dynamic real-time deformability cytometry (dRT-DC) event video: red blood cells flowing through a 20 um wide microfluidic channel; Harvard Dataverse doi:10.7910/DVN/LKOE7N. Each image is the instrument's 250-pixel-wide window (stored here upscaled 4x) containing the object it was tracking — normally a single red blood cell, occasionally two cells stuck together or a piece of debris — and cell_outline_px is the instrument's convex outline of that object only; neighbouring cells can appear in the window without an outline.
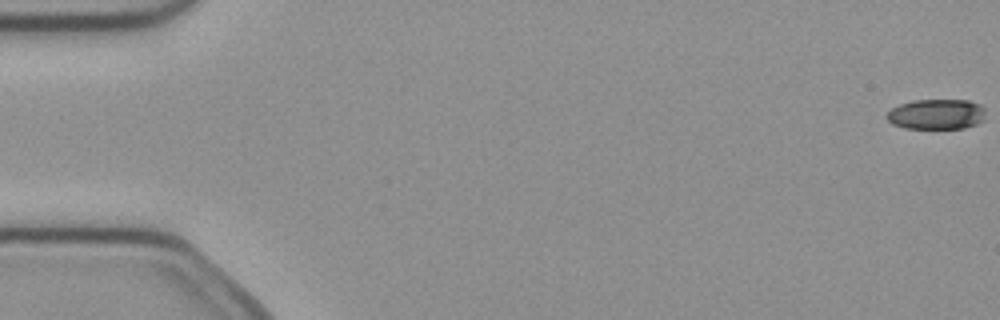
{"species": "common noctule bat (a hibernating species)", "species_latin": "Nyctalus noctula", "temperature_condition": "cold", "stored_images_in_passage": 7, "camera_frame_rate_fps": 3000, "um_per_image_px": 0.085, "animal": {"sex": "female", "body_mass_g": 21.9}, "frame": {"image": 1, "passage_image": 1, "time_ms": 0.0, "image_size_px": [1000, 320], "cell_outline_px": [[984, 120], [976, 124], [964, 128], [904, 128], [892, 124], [884, 116], [892, 108], [900, 104], [912, 100], [968, 100], [980, 104], [984, 108]], "centroid_in_image_um": [79.59, 9.7], "position_along_channel_um": 5.4, "area_um2": 17.51}}
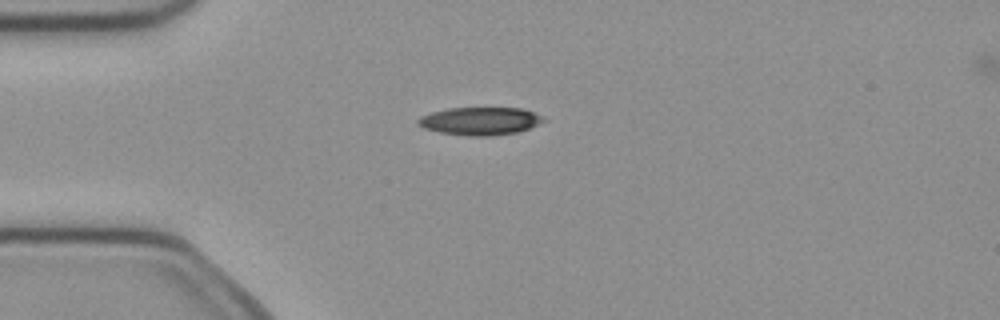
{"frame": {"image": 2, "passage_image": 4, "time_ms": 1.0, "image_size_px": [1000, 320], "cell_outline_px": [[548, 120], [520, 132], [488, 136], [468, 136], [440, 132], [424, 128], [416, 124], [416, 120], [420, 116], [432, 112], [448, 108], [524, 108], [544, 116]], "centroid_in_image_um": [40.84, 10.29], "position_along_channel_um": 44.2, "area_um2": 20.63}}
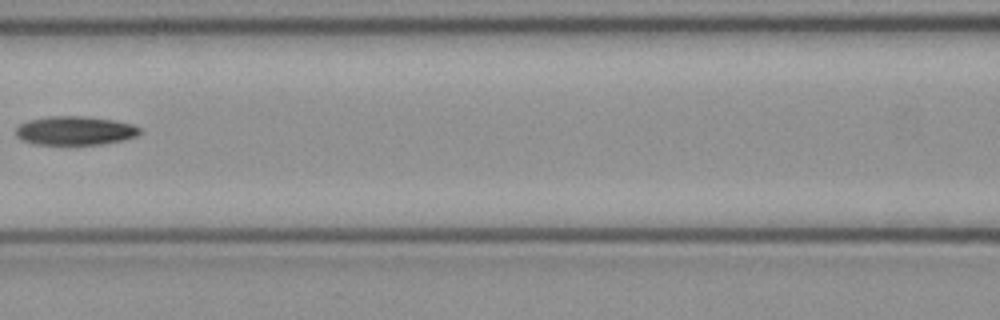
{"frame": {"image": 3, "passage_image": 7, "time_ms": 2.0, "image_size_px": [1000, 320], "cell_outline_px": [[140, 132], [136, 136], [124, 140], [104, 144], [32, 144], [20, 140], [16, 136], [16, 128], [20, 124], [28, 120], [48, 116], [84, 116], [112, 120], [132, 124], [140, 128]], "centroid_in_image_um": [6.34, 11.11], "position_along_channel_um": 160.3, "area_um2": 20.87}}